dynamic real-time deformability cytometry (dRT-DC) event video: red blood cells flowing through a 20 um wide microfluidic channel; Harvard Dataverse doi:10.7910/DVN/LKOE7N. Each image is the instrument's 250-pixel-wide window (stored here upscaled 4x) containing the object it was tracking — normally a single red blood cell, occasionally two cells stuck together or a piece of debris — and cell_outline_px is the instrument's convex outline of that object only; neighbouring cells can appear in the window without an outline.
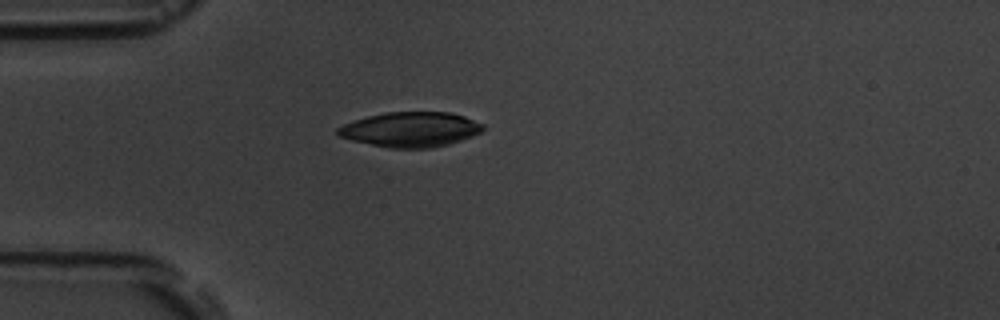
{"species": "common noctule bat (a hibernating species)", "species_latin": "Nyctalus noctula", "temperature_condition": "room temperature", "stored_images_in_passage": 1, "camera_frame_rate_fps": 3000, "um_per_image_px": 0.085, "animal": {"sex": "male", "body_mass_g": 19.5, "forearm_length_mm": 54.6}, "frame": {"image": 1, "passage_image": 1, "time_ms": 0.0, "image_size_px": [1000, 320], "cell_outline_px": [[484, 128], [480, 132], [472, 136], [448, 144], [432, 148], [388, 148], [352, 140], [340, 136], [336, 132], [336, 128], [344, 124], [368, 116], [384, 112], [452, 112], [464, 116], [484, 124]], "centroid_in_image_um": [34.91, 11.0], "position_along_channel_um": 50.1, "area_um2": 29.48}}